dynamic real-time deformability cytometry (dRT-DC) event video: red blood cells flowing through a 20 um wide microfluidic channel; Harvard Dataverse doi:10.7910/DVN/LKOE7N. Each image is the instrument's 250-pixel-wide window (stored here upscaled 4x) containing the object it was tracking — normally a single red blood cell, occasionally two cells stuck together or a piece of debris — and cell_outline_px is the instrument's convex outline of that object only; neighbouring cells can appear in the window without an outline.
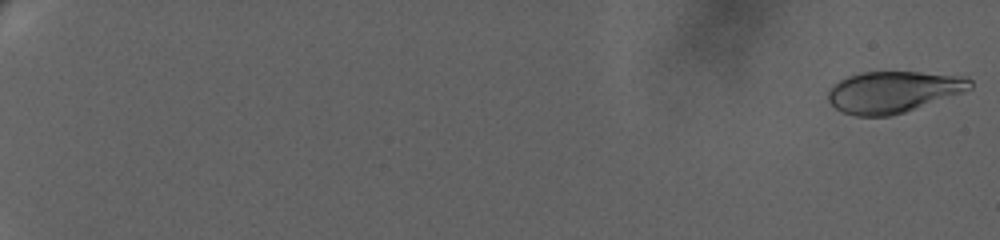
{"species": "human", "species_latin": "Homo sapiens", "temperature_condition": "warm", "stored_images_in_passage": 33, "camera_frame_rate_fps": 3000, "um_per_image_px": 0.085, "donor": {"sex": "female"}, "frame": {"image": 1, "passage_image": 1, "time_ms": 0.0, "image_size_px": [1000, 240], "cell_outline_px": [[972, 88], [964, 92], [892, 116], [856, 116], [840, 112], [828, 100], [828, 92], [840, 80], [848, 76], [860, 72], [920, 72], [968, 76], [972, 80]], "centroid_in_image_um": [75.95, 7.81], "position_along_channel_um": 9.0, "area_um2": 34.33}}
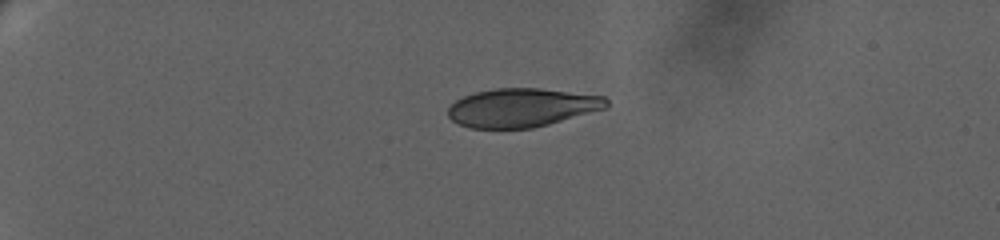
{"frame": {"image": 2, "passage_image": 24, "time_ms": 6.333, "image_size_px": [1000, 240], "cell_outline_px": [[608, 108], [548, 124], [532, 128], [468, 128], [452, 120], [448, 116], [448, 108], [456, 100], [464, 96], [476, 92], [496, 88], [540, 88], [604, 96], [608, 100]], "centroid_in_image_um": [44.37, 9.14], "position_along_channel_um": 40.6, "area_um2": 35.6}}